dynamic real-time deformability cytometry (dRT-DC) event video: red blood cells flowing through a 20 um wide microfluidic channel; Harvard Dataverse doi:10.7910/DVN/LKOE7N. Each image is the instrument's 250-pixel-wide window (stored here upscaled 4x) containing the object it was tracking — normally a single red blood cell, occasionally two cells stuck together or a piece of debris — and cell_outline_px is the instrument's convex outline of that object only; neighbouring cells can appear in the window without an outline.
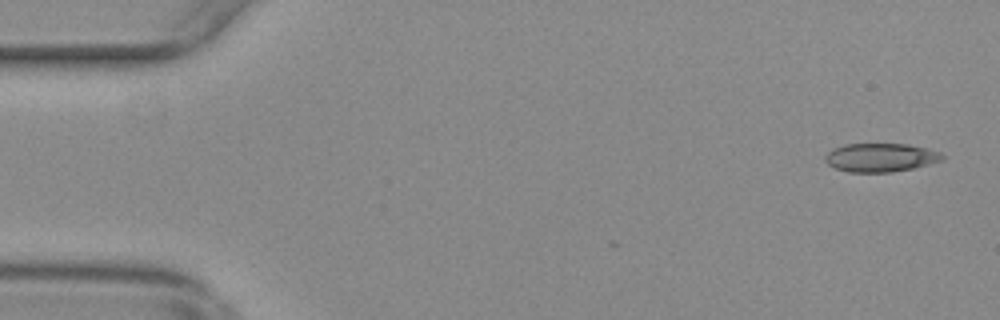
{"species": "common noctule bat (a hibernating species)", "species_latin": "Nyctalus noctula", "temperature_condition": "warm", "stored_images_in_passage": 55, "camera_frame_rate_fps": 3000, "um_per_image_px": 0.085, "animal": {"sex": "female", "body_mass_g": 29.2, "forearm_length_mm": 56.3}, "frame": {"image": 1, "passage_image": 2, "time_ms": 0.333, "image_size_px": [1000, 320], "cell_outline_px": [[944, 160], [912, 168], [892, 172], [848, 172], [836, 168], [828, 164], [824, 160], [824, 156], [832, 148], [844, 144], [908, 144], [940, 152], [944, 156]], "centroid_in_image_um": [74.82, 13.38], "position_along_channel_um": 10.2, "area_um2": 19.48}}
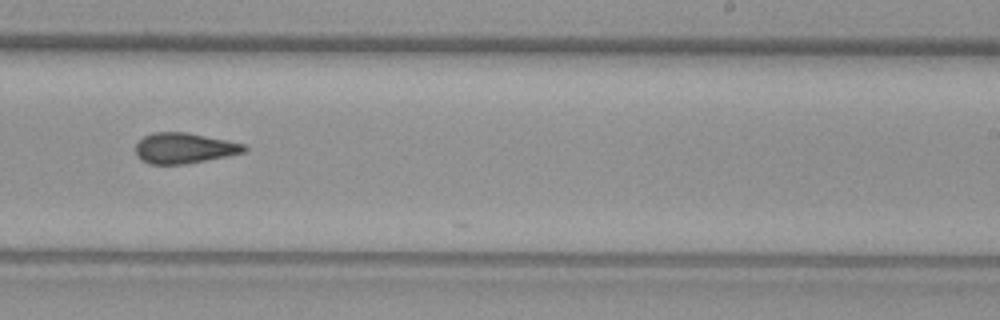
{"frame": {"image": 2, "passage_image": 34, "time_ms": 11.0, "image_size_px": [1000, 320], "cell_outline_px": [[248, 148], [244, 152], [228, 156], [184, 164], [148, 164], [140, 160], [136, 156], [136, 144], [144, 136], [152, 132], [188, 132], [228, 140], [244, 144]], "centroid_in_image_um": [15.64, 12.59], "position_along_channel_um": 273.4, "area_um2": 19.48}}
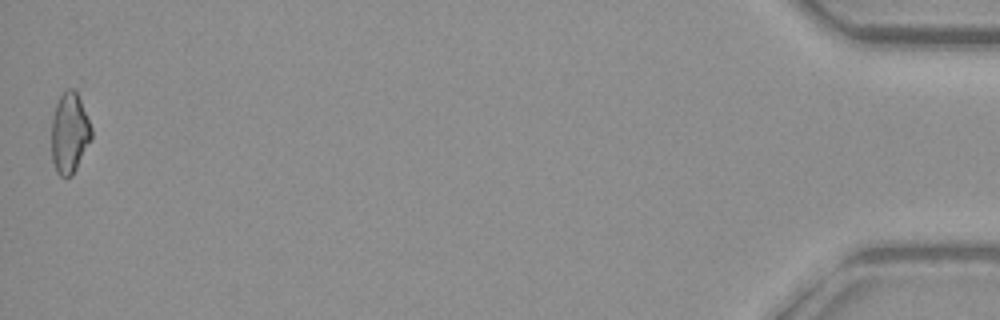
{"frame": {"image": 3, "passage_image": 55, "time_ms": 18.0, "image_size_px": [1000, 320], "cell_outline_px": [[92, 136], [72, 176], [60, 176], [56, 172], [52, 160], [52, 116], [56, 104], [60, 96], [68, 88], [72, 88], [76, 92], [80, 100], [92, 128]], "centroid_in_image_um": [5.89, 11.31], "position_along_channel_um": 429.3, "area_um2": 18.44}, "authors_computed_cell_mechanics": {"area_um2": 19.4786, "velocity_mm_per_s": 3.6968, "shape_relaxation_time_tau1_ms": null, "shape_relaxation_time_tau2_ms": 3.6562, "deformation_change_tau1": null, "deformation_change_tau2": 0.1095}}